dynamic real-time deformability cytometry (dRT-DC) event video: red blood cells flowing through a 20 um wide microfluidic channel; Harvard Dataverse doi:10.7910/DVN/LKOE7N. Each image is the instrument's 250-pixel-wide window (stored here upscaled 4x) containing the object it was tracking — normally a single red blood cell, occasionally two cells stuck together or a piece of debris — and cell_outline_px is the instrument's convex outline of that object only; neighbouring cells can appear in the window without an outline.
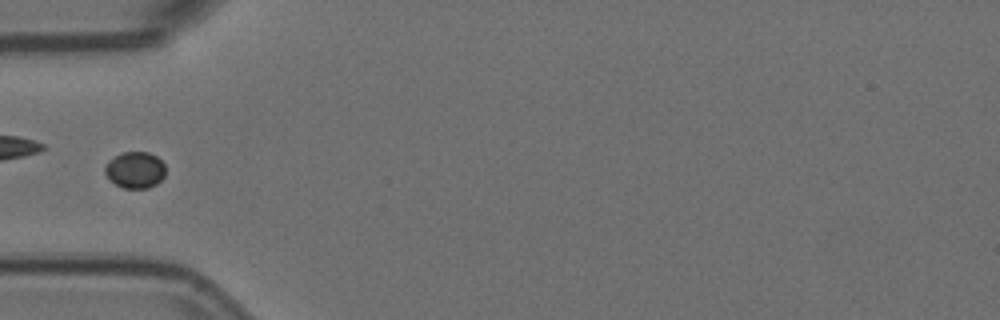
{"species": "Egyptian fruit bat (a non-hibernating species)", "species_latin": "Rousettus aegyptiacus", "temperature_condition": "room temperature", "stored_images_in_passage": 39, "camera_frame_rate_fps": 3000, "um_per_image_px": 0.085, "animal": {"sex": "female"}, "frame": {"image": 1, "passage_image": 1, "time_ms": 0.0, "image_size_px": [1000, 320], "cell_outline_px": [[164, 176], [156, 184], [148, 188], [124, 188], [108, 180], [104, 172], [104, 168], [108, 160], [124, 152], [148, 152], [156, 156], [164, 164]], "centroid_in_image_um": [11.45, 14.45], "position_along_channel_um": 73.5, "area_um2": 12.83}}
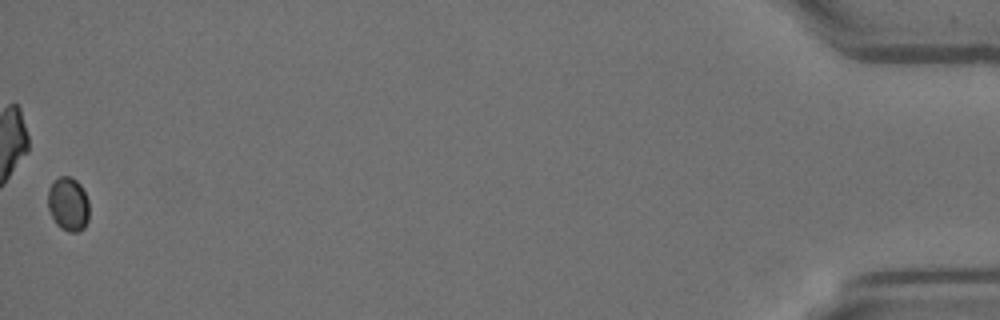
{"frame": {"image": 2, "passage_image": 39, "time_ms": 12.667, "image_size_px": [1000, 320], "cell_outline_px": [[88, 220], [84, 228], [76, 232], [68, 232], [60, 228], [56, 224], [48, 208], [48, 188], [60, 176], [72, 176], [80, 184], [88, 200]], "centroid_in_image_um": [5.8, 17.36], "position_along_channel_um": 429.4, "area_um2": 12.95}}